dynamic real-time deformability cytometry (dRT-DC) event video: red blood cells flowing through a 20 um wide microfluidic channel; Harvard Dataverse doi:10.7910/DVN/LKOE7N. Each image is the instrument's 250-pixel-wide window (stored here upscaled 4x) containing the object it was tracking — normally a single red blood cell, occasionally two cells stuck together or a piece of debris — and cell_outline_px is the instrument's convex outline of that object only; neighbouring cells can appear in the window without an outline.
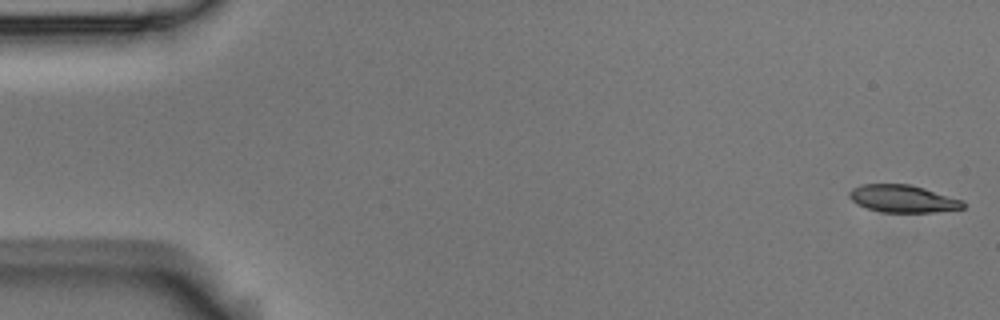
{"species": "Egyptian fruit bat (a non-hibernating species)", "species_latin": "Rousettus aegyptiacus", "temperature_condition": "room temperature", "stored_images_in_passage": 6, "camera_frame_rate_fps": 3000, "um_per_image_px": 0.085, "animal": {"sex": "male"}, "frame": {"image": 1, "passage_image": 1, "time_ms": 0.0, "image_size_px": [1000, 320], "cell_outline_px": [[964, 208], [932, 212], [884, 212], [868, 208], [856, 204], [848, 196], [848, 192], [852, 188], [860, 184], [912, 184], [964, 200]], "centroid_in_image_um": [76.73, 16.87], "position_along_channel_um": 8.3, "area_um2": 18.26}}
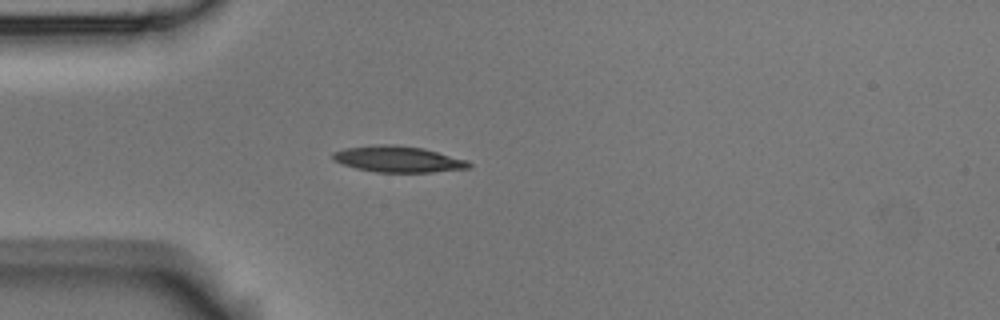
{"frame": {"image": 2, "passage_image": 5, "time_ms": 1.333, "image_size_px": [1000, 320], "cell_outline_px": [[472, 164], [468, 168], [432, 172], [376, 172], [356, 168], [332, 160], [332, 152], [344, 148], [372, 144], [396, 144], [424, 148], [468, 160]], "centroid_in_image_um": [33.82, 13.51], "position_along_channel_um": 51.2, "area_um2": 20.92}}